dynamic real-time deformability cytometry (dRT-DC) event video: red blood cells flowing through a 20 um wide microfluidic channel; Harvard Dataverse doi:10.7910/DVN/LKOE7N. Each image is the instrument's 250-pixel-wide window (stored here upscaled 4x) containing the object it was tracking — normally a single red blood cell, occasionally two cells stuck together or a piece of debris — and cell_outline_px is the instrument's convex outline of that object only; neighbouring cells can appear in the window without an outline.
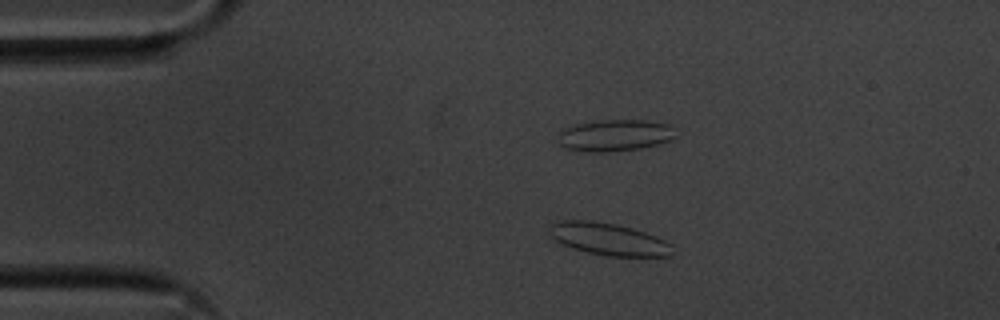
{"species": "common noctule bat (a hibernating species)", "species_latin": "Nyctalus noctula", "temperature_condition": "cold", "stored_images_in_passage": 55, "camera_frame_rate_fps": 3000, "um_per_image_px": 0.085, "animal": {"sex": "male", "body_mass_g": 20.1, "forearm_length_mm": 53.5}, "frame": {"image": 1, "passage_image": 11, "time_ms": 3.333, "image_size_px": [1000, 320], "cell_outline_px": [[672, 256], [608, 256], [588, 252], [572, 248], [560, 244], [548, 232], [552, 224], [560, 220], [592, 220], [616, 224], [632, 228], [656, 236], [672, 244]], "centroid_in_image_um": [51.72, 20.32], "position_along_channel_um": 33.3, "area_um2": 23.06}}